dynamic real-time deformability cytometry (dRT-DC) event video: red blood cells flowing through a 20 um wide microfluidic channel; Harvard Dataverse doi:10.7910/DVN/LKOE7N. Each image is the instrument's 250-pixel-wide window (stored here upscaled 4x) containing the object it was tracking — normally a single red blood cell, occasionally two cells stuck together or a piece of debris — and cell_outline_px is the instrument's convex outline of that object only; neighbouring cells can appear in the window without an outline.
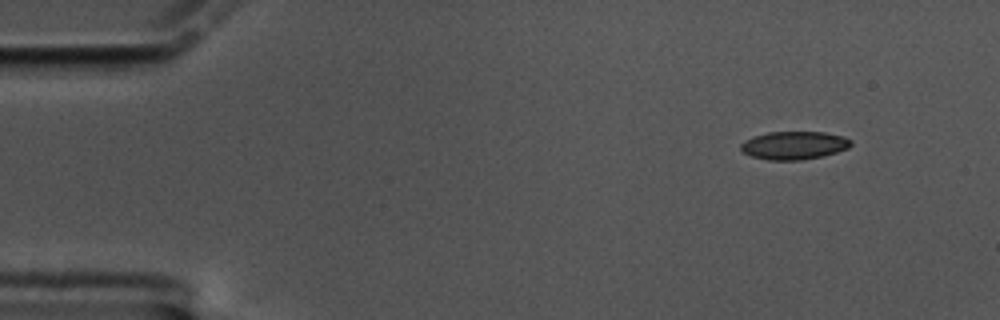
{"species": "common noctule bat (a hibernating species)", "species_latin": "Nyctalus noctula", "temperature_condition": "cold", "stored_images_in_passage": 55, "camera_frame_rate_fps": 3000, "um_per_image_px": 0.085, "animal": {"sex": "male", "body_mass_g": 17.5, "forearm_length_mm": 52.3}, "frame": {"image": 1, "passage_image": 1, "time_ms": 0.0, "image_size_px": [1000, 320], "cell_outline_px": [[852, 144], [848, 148], [836, 152], [820, 156], [800, 160], [768, 160], [752, 156], [744, 152], [740, 148], [740, 144], [744, 140], [752, 136], [768, 132], [824, 132], [844, 136], [852, 140]], "centroid_in_image_um": [67.48, 12.34], "position_along_channel_um": 17.5, "area_um2": 18.03}}
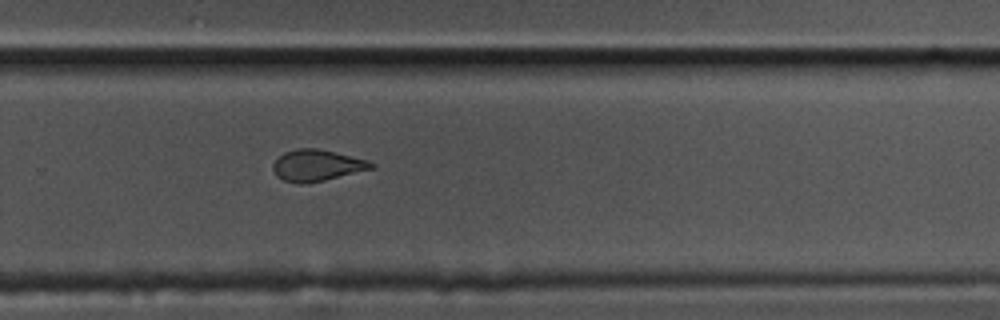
{"frame": {"image": 2, "passage_image": 35, "time_ms": 11.333, "image_size_px": [1000, 320], "cell_outline_px": [[376, 168], [324, 180], [304, 184], [296, 184], [284, 180], [276, 176], [272, 168], [272, 164], [284, 152], [296, 148], [316, 148], [336, 152], [368, 160], [376, 164]], "centroid_in_image_um": [26.95, 14.06], "position_along_channel_um": 302.9, "area_um2": 18.15}}
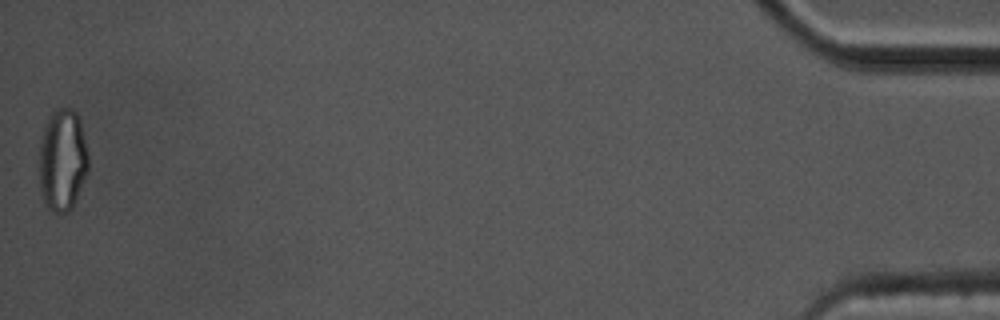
{"frame": {"image": 3, "passage_image": 55, "time_ms": 18.0, "image_size_px": [1000, 320], "cell_outline_px": [[88, 172], [72, 208], [68, 212], [56, 212], [48, 208], [44, 200], [40, 188], [40, 140], [48, 116], [56, 108], [72, 108], [76, 112], [80, 120], [88, 152]], "centroid_in_image_um": [5.32, 13.58], "position_along_channel_um": 429.9, "area_um2": 29.3}, "authors_computed_cell_mechanics": {"area_um2": 18.7272, "velocity_mm_per_s": 3.3421, "shape_relaxation_time_tau1_ms": 10.465, "shape_relaxation_time_tau2_ms": 2.0209, "deformation_change_tau1": 0.1715, "deformation_change_tau2": 0.0743}}